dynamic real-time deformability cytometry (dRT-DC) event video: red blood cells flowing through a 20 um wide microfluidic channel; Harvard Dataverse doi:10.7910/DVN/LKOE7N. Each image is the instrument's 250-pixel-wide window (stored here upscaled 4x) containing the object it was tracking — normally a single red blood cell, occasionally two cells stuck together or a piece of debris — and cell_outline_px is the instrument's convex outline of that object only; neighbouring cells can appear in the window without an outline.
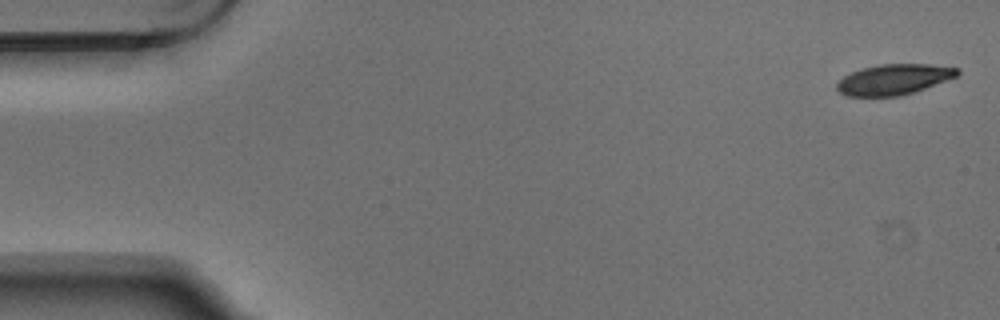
{"species": "Egyptian fruit bat (a non-hibernating species)", "species_latin": "Rousettus aegyptiacus", "temperature_condition": "warm", "stored_images_in_passage": 4, "camera_frame_rate_fps": 3000, "um_per_image_px": 0.085, "animal": {"sex": "male"}, "frame": {"image": 1, "passage_image": 1, "time_ms": 0.0, "image_size_px": [1000, 320], "cell_outline_px": [[960, 72], [956, 76], [924, 88], [900, 96], [848, 96], [840, 92], [836, 88], [836, 84], [844, 76], [860, 68], [880, 64], [932, 64], [960, 68]], "centroid_in_image_um": [75.96, 6.74], "position_along_channel_um": 9.0, "area_um2": 21.27}}